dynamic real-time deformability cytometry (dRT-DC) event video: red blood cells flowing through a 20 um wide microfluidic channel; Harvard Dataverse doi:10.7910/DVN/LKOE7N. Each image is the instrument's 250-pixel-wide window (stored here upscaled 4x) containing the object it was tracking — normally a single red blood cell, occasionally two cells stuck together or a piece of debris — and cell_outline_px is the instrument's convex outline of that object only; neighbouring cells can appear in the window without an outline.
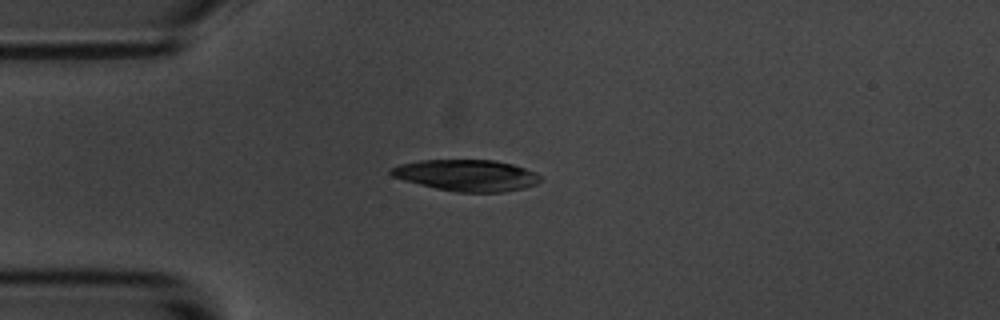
{"species": "common noctule bat (a hibernating species)", "species_latin": "Nyctalus noctula", "temperature_condition": "room temperature", "stored_images_in_passage": 6, "camera_frame_rate_fps": 3000, "um_per_image_px": 0.085, "animal": {"sex": "male", "body_mass_g": 20.1, "forearm_length_mm": 53.5}, "frame": {"image": 1, "passage_image": 6, "time_ms": 6.333, "image_size_px": [1000, 320], "cell_outline_px": [[544, 180], [536, 184], [524, 188], [504, 192], [456, 192], [436, 188], [404, 180], [392, 176], [388, 172], [388, 168], [400, 164], [420, 160], [492, 160], [512, 164], [536, 172], [544, 176]], "centroid_in_image_um": [39.7, 14.9], "position_along_channel_um": 45.3, "area_um2": 27.51}}